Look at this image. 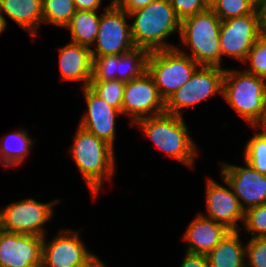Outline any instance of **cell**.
Instances as JSON below:
<instances>
[{
  "instance_id": "cell-4",
  "label": "cell",
  "mask_w": 266,
  "mask_h": 267,
  "mask_svg": "<svg viewBox=\"0 0 266 267\" xmlns=\"http://www.w3.org/2000/svg\"><path fill=\"white\" fill-rule=\"evenodd\" d=\"M222 97L256 129L266 114V81L245 70L225 69Z\"/></svg>"
},
{
  "instance_id": "cell-6",
  "label": "cell",
  "mask_w": 266,
  "mask_h": 267,
  "mask_svg": "<svg viewBox=\"0 0 266 267\" xmlns=\"http://www.w3.org/2000/svg\"><path fill=\"white\" fill-rule=\"evenodd\" d=\"M188 55L177 46L149 52L147 72L165 102L189 81L200 66Z\"/></svg>"
},
{
  "instance_id": "cell-3",
  "label": "cell",
  "mask_w": 266,
  "mask_h": 267,
  "mask_svg": "<svg viewBox=\"0 0 266 267\" xmlns=\"http://www.w3.org/2000/svg\"><path fill=\"white\" fill-rule=\"evenodd\" d=\"M138 124L156 147L193 168L198 156L197 147L182 116L163 113L140 119L132 126Z\"/></svg>"
},
{
  "instance_id": "cell-40",
  "label": "cell",
  "mask_w": 266,
  "mask_h": 267,
  "mask_svg": "<svg viewBox=\"0 0 266 267\" xmlns=\"http://www.w3.org/2000/svg\"><path fill=\"white\" fill-rule=\"evenodd\" d=\"M258 127L259 128L262 127L263 129H266V114H265V117L262 120L261 124Z\"/></svg>"
},
{
  "instance_id": "cell-1",
  "label": "cell",
  "mask_w": 266,
  "mask_h": 267,
  "mask_svg": "<svg viewBox=\"0 0 266 267\" xmlns=\"http://www.w3.org/2000/svg\"><path fill=\"white\" fill-rule=\"evenodd\" d=\"M135 47L151 51L175 48L165 41L175 31L180 33L181 20L169 0H155L148 6L128 14Z\"/></svg>"
},
{
  "instance_id": "cell-14",
  "label": "cell",
  "mask_w": 266,
  "mask_h": 267,
  "mask_svg": "<svg viewBox=\"0 0 266 267\" xmlns=\"http://www.w3.org/2000/svg\"><path fill=\"white\" fill-rule=\"evenodd\" d=\"M43 237L0 230V267H41Z\"/></svg>"
},
{
  "instance_id": "cell-30",
  "label": "cell",
  "mask_w": 266,
  "mask_h": 267,
  "mask_svg": "<svg viewBox=\"0 0 266 267\" xmlns=\"http://www.w3.org/2000/svg\"><path fill=\"white\" fill-rule=\"evenodd\" d=\"M244 227L254 237H266V203L245 211Z\"/></svg>"
},
{
  "instance_id": "cell-24",
  "label": "cell",
  "mask_w": 266,
  "mask_h": 267,
  "mask_svg": "<svg viewBox=\"0 0 266 267\" xmlns=\"http://www.w3.org/2000/svg\"><path fill=\"white\" fill-rule=\"evenodd\" d=\"M75 13L74 0H42L43 23L65 28Z\"/></svg>"
},
{
  "instance_id": "cell-10",
  "label": "cell",
  "mask_w": 266,
  "mask_h": 267,
  "mask_svg": "<svg viewBox=\"0 0 266 267\" xmlns=\"http://www.w3.org/2000/svg\"><path fill=\"white\" fill-rule=\"evenodd\" d=\"M266 32L260 14H246L221 21L222 55L244 62L254 43Z\"/></svg>"
},
{
  "instance_id": "cell-26",
  "label": "cell",
  "mask_w": 266,
  "mask_h": 267,
  "mask_svg": "<svg viewBox=\"0 0 266 267\" xmlns=\"http://www.w3.org/2000/svg\"><path fill=\"white\" fill-rule=\"evenodd\" d=\"M211 9L221 21L246 14H260L259 5L254 0H217Z\"/></svg>"
},
{
  "instance_id": "cell-12",
  "label": "cell",
  "mask_w": 266,
  "mask_h": 267,
  "mask_svg": "<svg viewBox=\"0 0 266 267\" xmlns=\"http://www.w3.org/2000/svg\"><path fill=\"white\" fill-rule=\"evenodd\" d=\"M165 113V101L146 71L141 77L125 82L122 114L130 115L131 126L140 119Z\"/></svg>"
},
{
  "instance_id": "cell-41",
  "label": "cell",
  "mask_w": 266,
  "mask_h": 267,
  "mask_svg": "<svg viewBox=\"0 0 266 267\" xmlns=\"http://www.w3.org/2000/svg\"><path fill=\"white\" fill-rule=\"evenodd\" d=\"M1 10H2V0H0V17H1Z\"/></svg>"
},
{
  "instance_id": "cell-39",
  "label": "cell",
  "mask_w": 266,
  "mask_h": 267,
  "mask_svg": "<svg viewBox=\"0 0 266 267\" xmlns=\"http://www.w3.org/2000/svg\"><path fill=\"white\" fill-rule=\"evenodd\" d=\"M5 25H4V23H3V21H2V18L0 17V34L5 30Z\"/></svg>"
},
{
  "instance_id": "cell-13",
  "label": "cell",
  "mask_w": 266,
  "mask_h": 267,
  "mask_svg": "<svg viewBox=\"0 0 266 267\" xmlns=\"http://www.w3.org/2000/svg\"><path fill=\"white\" fill-rule=\"evenodd\" d=\"M221 164V176L232 188L244 211L266 203V175L252 168Z\"/></svg>"
},
{
  "instance_id": "cell-5",
  "label": "cell",
  "mask_w": 266,
  "mask_h": 267,
  "mask_svg": "<svg viewBox=\"0 0 266 267\" xmlns=\"http://www.w3.org/2000/svg\"><path fill=\"white\" fill-rule=\"evenodd\" d=\"M220 18L211 8L181 20L180 41L200 66L221 67Z\"/></svg>"
},
{
  "instance_id": "cell-7",
  "label": "cell",
  "mask_w": 266,
  "mask_h": 267,
  "mask_svg": "<svg viewBox=\"0 0 266 267\" xmlns=\"http://www.w3.org/2000/svg\"><path fill=\"white\" fill-rule=\"evenodd\" d=\"M60 200L42 203L34 198L15 201L0 209L1 229L10 233L46 237L44 226L53 216Z\"/></svg>"
},
{
  "instance_id": "cell-17",
  "label": "cell",
  "mask_w": 266,
  "mask_h": 267,
  "mask_svg": "<svg viewBox=\"0 0 266 267\" xmlns=\"http://www.w3.org/2000/svg\"><path fill=\"white\" fill-rule=\"evenodd\" d=\"M230 231L225 225L199 213L184 233L183 238L188 242L185 252L207 255Z\"/></svg>"
},
{
  "instance_id": "cell-36",
  "label": "cell",
  "mask_w": 266,
  "mask_h": 267,
  "mask_svg": "<svg viewBox=\"0 0 266 267\" xmlns=\"http://www.w3.org/2000/svg\"><path fill=\"white\" fill-rule=\"evenodd\" d=\"M259 11L262 18L263 26L266 30V0H261L259 4Z\"/></svg>"
},
{
  "instance_id": "cell-25",
  "label": "cell",
  "mask_w": 266,
  "mask_h": 267,
  "mask_svg": "<svg viewBox=\"0 0 266 267\" xmlns=\"http://www.w3.org/2000/svg\"><path fill=\"white\" fill-rule=\"evenodd\" d=\"M244 162L266 175V129L256 133L245 144Z\"/></svg>"
},
{
  "instance_id": "cell-31",
  "label": "cell",
  "mask_w": 266,
  "mask_h": 267,
  "mask_svg": "<svg viewBox=\"0 0 266 267\" xmlns=\"http://www.w3.org/2000/svg\"><path fill=\"white\" fill-rule=\"evenodd\" d=\"M246 267H266V237L251 238L245 246Z\"/></svg>"
},
{
  "instance_id": "cell-37",
  "label": "cell",
  "mask_w": 266,
  "mask_h": 267,
  "mask_svg": "<svg viewBox=\"0 0 266 267\" xmlns=\"http://www.w3.org/2000/svg\"><path fill=\"white\" fill-rule=\"evenodd\" d=\"M88 267H107L105 263H103L100 258L98 257L91 265Z\"/></svg>"
},
{
  "instance_id": "cell-8",
  "label": "cell",
  "mask_w": 266,
  "mask_h": 267,
  "mask_svg": "<svg viewBox=\"0 0 266 267\" xmlns=\"http://www.w3.org/2000/svg\"><path fill=\"white\" fill-rule=\"evenodd\" d=\"M225 69L199 66L189 81L165 102V113L183 116L181 109L190 108L216 93L222 95Z\"/></svg>"
},
{
  "instance_id": "cell-2",
  "label": "cell",
  "mask_w": 266,
  "mask_h": 267,
  "mask_svg": "<svg viewBox=\"0 0 266 267\" xmlns=\"http://www.w3.org/2000/svg\"><path fill=\"white\" fill-rule=\"evenodd\" d=\"M70 152L93 197L115 173L114 148L78 126Z\"/></svg>"
},
{
  "instance_id": "cell-28",
  "label": "cell",
  "mask_w": 266,
  "mask_h": 267,
  "mask_svg": "<svg viewBox=\"0 0 266 267\" xmlns=\"http://www.w3.org/2000/svg\"><path fill=\"white\" fill-rule=\"evenodd\" d=\"M249 62L246 72L266 80V32L254 43L244 63Z\"/></svg>"
},
{
  "instance_id": "cell-21",
  "label": "cell",
  "mask_w": 266,
  "mask_h": 267,
  "mask_svg": "<svg viewBox=\"0 0 266 267\" xmlns=\"http://www.w3.org/2000/svg\"><path fill=\"white\" fill-rule=\"evenodd\" d=\"M98 10H76L69 24L65 27L70 30L71 42L81 46L90 47L97 38L101 15Z\"/></svg>"
},
{
  "instance_id": "cell-34",
  "label": "cell",
  "mask_w": 266,
  "mask_h": 267,
  "mask_svg": "<svg viewBox=\"0 0 266 267\" xmlns=\"http://www.w3.org/2000/svg\"><path fill=\"white\" fill-rule=\"evenodd\" d=\"M121 9L128 14L148 6L155 0H113Z\"/></svg>"
},
{
  "instance_id": "cell-18",
  "label": "cell",
  "mask_w": 266,
  "mask_h": 267,
  "mask_svg": "<svg viewBox=\"0 0 266 267\" xmlns=\"http://www.w3.org/2000/svg\"><path fill=\"white\" fill-rule=\"evenodd\" d=\"M59 68L62 80L83 81L87 87L92 79L93 59L88 47L68 43L59 50Z\"/></svg>"
},
{
  "instance_id": "cell-16",
  "label": "cell",
  "mask_w": 266,
  "mask_h": 267,
  "mask_svg": "<svg viewBox=\"0 0 266 267\" xmlns=\"http://www.w3.org/2000/svg\"><path fill=\"white\" fill-rule=\"evenodd\" d=\"M87 103V112L81 119L79 126L107 142L114 148L116 135V118L122 113L111 107L99 97L89 86L82 88Z\"/></svg>"
},
{
  "instance_id": "cell-19",
  "label": "cell",
  "mask_w": 266,
  "mask_h": 267,
  "mask_svg": "<svg viewBox=\"0 0 266 267\" xmlns=\"http://www.w3.org/2000/svg\"><path fill=\"white\" fill-rule=\"evenodd\" d=\"M3 13L29 32L33 40L37 29L43 23L42 0H2L1 18L7 28Z\"/></svg>"
},
{
  "instance_id": "cell-11",
  "label": "cell",
  "mask_w": 266,
  "mask_h": 267,
  "mask_svg": "<svg viewBox=\"0 0 266 267\" xmlns=\"http://www.w3.org/2000/svg\"><path fill=\"white\" fill-rule=\"evenodd\" d=\"M56 235L50 242L43 237L41 267H88L98 258L80 240L78 231L64 229Z\"/></svg>"
},
{
  "instance_id": "cell-33",
  "label": "cell",
  "mask_w": 266,
  "mask_h": 267,
  "mask_svg": "<svg viewBox=\"0 0 266 267\" xmlns=\"http://www.w3.org/2000/svg\"><path fill=\"white\" fill-rule=\"evenodd\" d=\"M180 267H209V264L206 255L185 252Z\"/></svg>"
},
{
  "instance_id": "cell-22",
  "label": "cell",
  "mask_w": 266,
  "mask_h": 267,
  "mask_svg": "<svg viewBox=\"0 0 266 267\" xmlns=\"http://www.w3.org/2000/svg\"><path fill=\"white\" fill-rule=\"evenodd\" d=\"M26 129H20L2 137L0 142V160L5 168L19 166L28 156L34 143Z\"/></svg>"
},
{
  "instance_id": "cell-23",
  "label": "cell",
  "mask_w": 266,
  "mask_h": 267,
  "mask_svg": "<svg viewBox=\"0 0 266 267\" xmlns=\"http://www.w3.org/2000/svg\"><path fill=\"white\" fill-rule=\"evenodd\" d=\"M149 51L135 47L118 55V80L128 82L141 77L147 71Z\"/></svg>"
},
{
  "instance_id": "cell-27",
  "label": "cell",
  "mask_w": 266,
  "mask_h": 267,
  "mask_svg": "<svg viewBox=\"0 0 266 267\" xmlns=\"http://www.w3.org/2000/svg\"><path fill=\"white\" fill-rule=\"evenodd\" d=\"M89 87L111 107L122 113L125 82L120 80L90 81Z\"/></svg>"
},
{
  "instance_id": "cell-35",
  "label": "cell",
  "mask_w": 266,
  "mask_h": 267,
  "mask_svg": "<svg viewBox=\"0 0 266 267\" xmlns=\"http://www.w3.org/2000/svg\"><path fill=\"white\" fill-rule=\"evenodd\" d=\"M102 0H74L76 10L94 11L101 7Z\"/></svg>"
},
{
  "instance_id": "cell-38",
  "label": "cell",
  "mask_w": 266,
  "mask_h": 267,
  "mask_svg": "<svg viewBox=\"0 0 266 267\" xmlns=\"http://www.w3.org/2000/svg\"><path fill=\"white\" fill-rule=\"evenodd\" d=\"M216 1L217 0H202L207 8H211L216 3Z\"/></svg>"
},
{
  "instance_id": "cell-32",
  "label": "cell",
  "mask_w": 266,
  "mask_h": 267,
  "mask_svg": "<svg viewBox=\"0 0 266 267\" xmlns=\"http://www.w3.org/2000/svg\"><path fill=\"white\" fill-rule=\"evenodd\" d=\"M169 2L180 20L207 9L202 0H169Z\"/></svg>"
},
{
  "instance_id": "cell-29",
  "label": "cell",
  "mask_w": 266,
  "mask_h": 267,
  "mask_svg": "<svg viewBox=\"0 0 266 267\" xmlns=\"http://www.w3.org/2000/svg\"><path fill=\"white\" fill-rule=\"evenodd\" d=\"M92 59L91 81L118 80V55H105Z\"/></svg>"
},
{
  "instance_id": "cell-20",
  "label": "cell",
  "mask_w": 266,
  "mask_h": 267,
  "mask_svg": "<svg viewBox=\"0 0 266 267\" xmlns=\"http://www.w3.org/2000/svg\"><path fill=\"white\" fill-rule=\"evenodd\" d=\"M206 256L209 267H246L238 231H230Z\"/></svg>"
},
{
  "instance_id": "cell-15",
  "label": "cell",
  "mask_w": 266,
  "mask_h": 267,
  "mask_svg": "<svg viewBox=\"0 0 266 267\" xmlns=\"http://www.w3.org/2000/svg\"><path fill=\"white\" fill-rule=\"evenodd\" d=\"M224 182L228 188L207 178L205 189L207 215H201L225 225L231 231H238V222H244L245 211L231 186L225 180Z\"/></svg>"
},
{
  "instance_id": "cell-9",
  "label": "cell",
  "mask_w": 266,
  "mask_h": 267,
  "mask_svg": "<svg viewBox=\"0 0 266 267\" xmlns=\"http://www.w3.org/2000/svg\"><path fill=\"white\" fill-rule=\"evenodd\" d=\"M101 13L95 48L90 49L92 58L105 55H121L135 48L131 27L127 23V12L113 0Z\"/></svg>"
}]
</instances>
